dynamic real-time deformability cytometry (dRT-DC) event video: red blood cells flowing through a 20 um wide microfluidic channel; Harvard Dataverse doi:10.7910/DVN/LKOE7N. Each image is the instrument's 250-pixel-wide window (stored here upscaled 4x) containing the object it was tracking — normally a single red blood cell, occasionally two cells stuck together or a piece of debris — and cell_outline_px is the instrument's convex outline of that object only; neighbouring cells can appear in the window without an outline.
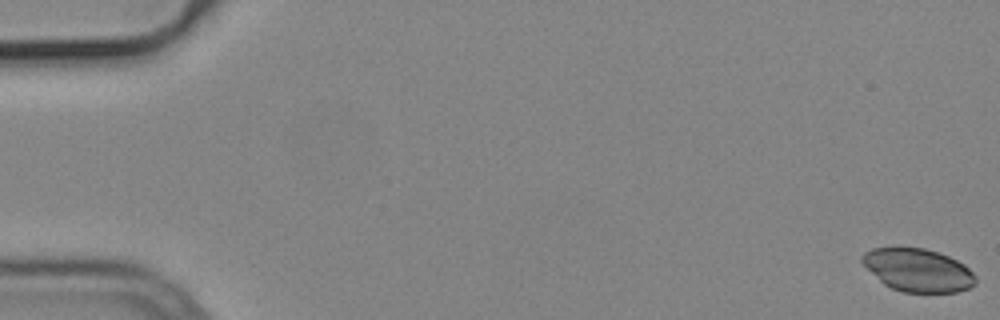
{"species": "common noctule bat (a hibernating species)", "species_latin": "Nyctalus noctula", "temperature_condition": "cold", "stored_images_in_passage": 12, "camera_frame_rate_fps": 3000, "um_per_image_px": 0.085, "animal": {"sex": "male", "body_mass_g": 19.2, "forearm_length_mm": 51.8}, "frame": {"image": 1, "passage_image": 1, "time_ms": 0.0, "image_size_px": [1000, 320], "cell_outline_px": [[976, 284], [968, 288], [956, 292], [904, 292], [892, 288], [884, 284], [860, 260], [860, 256], [864, 252], [872, 248], [892, 244], [924, 248], [948, 256], [964, 264], [976, 276]], "centroid_in_image_um": [77.99, 22.91], "position_along_channel_um": 7.0, "area_um2": 28.84}}